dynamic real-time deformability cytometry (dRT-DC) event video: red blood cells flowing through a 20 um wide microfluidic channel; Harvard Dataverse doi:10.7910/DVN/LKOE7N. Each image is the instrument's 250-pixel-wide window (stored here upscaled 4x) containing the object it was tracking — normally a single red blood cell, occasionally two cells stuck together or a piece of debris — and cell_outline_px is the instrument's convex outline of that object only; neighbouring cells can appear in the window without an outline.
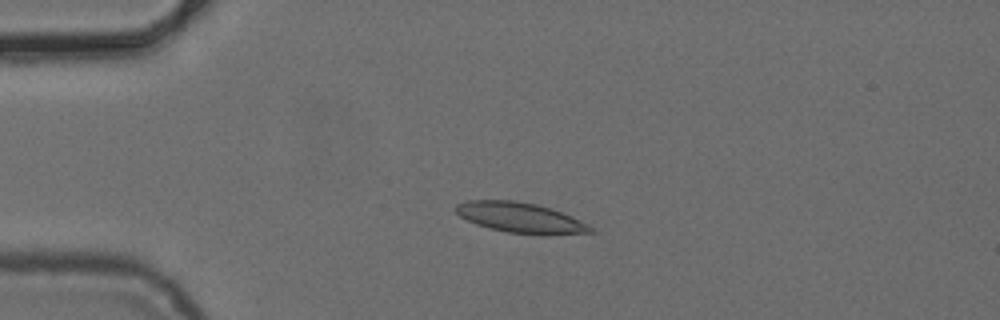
{"species": "common noctule bat (a hibernating species)", "species_latin": "Nyctalus noctula", "temperature_condition": "cold", "stored_images_in_passage": 5, "camera_frame_rate_fps": 3000, "um_per_image_px": 0.085, "animal": {"sex": "female", "body_mass_g": 24.6, "forearm_length_mm": 56.2}, "frame": {"image": 1, "passage_image": 4, "time_ms": 3.667, "image_size_px": [1000, 320], "cell_outline_px": [[596, 232], [544, 236], [508, 232], [488, 228], [476, 224], [460, 216], [456, 212], [456, 204], [468, 200], [516, 200], [536, 204], [560, 212], [588, 224]], "centroid_in_image_um": [44.24, 18.52], "position_along_channel_um": 40.8, "area_um2": 23.81}}